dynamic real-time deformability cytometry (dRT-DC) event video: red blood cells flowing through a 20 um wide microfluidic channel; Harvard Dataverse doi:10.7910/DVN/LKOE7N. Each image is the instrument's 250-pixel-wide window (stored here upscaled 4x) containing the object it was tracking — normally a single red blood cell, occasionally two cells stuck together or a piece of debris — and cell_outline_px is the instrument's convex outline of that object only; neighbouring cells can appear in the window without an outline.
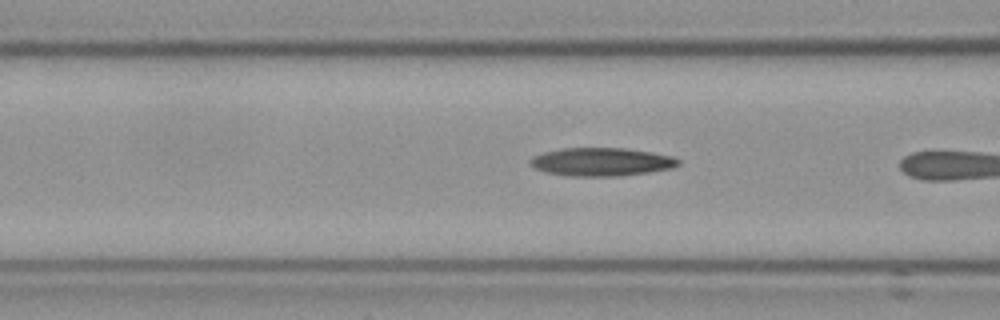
{"species": "Egyptian fruit bat (a non-hibernating species)", "species_latin": "Rousettus aegyptiacus", "temperature_condition": "cold", "stored_images_in_passage": 17, "camera_frame_rate_fps": 3000, "um_per_image_px": 0.085, "frame": {"image": 1, "passage_image": 15, "time_ms": 4.667, "image_size_px": [1000, 320], "cell_outline_px": [[680, 164], [672, 168], [648, 172], [616, 176], [572, 176], [548, 172], [536, 168], [528, 160], [532, 156], [544, 152], [560, 148], [628, 148], [652, 152], [672, 156], [680, 160]], "centroid_in_image_um": [51.15, 13.74], "position_along_channel_um": 115.5, "area_um2": 24.28}}